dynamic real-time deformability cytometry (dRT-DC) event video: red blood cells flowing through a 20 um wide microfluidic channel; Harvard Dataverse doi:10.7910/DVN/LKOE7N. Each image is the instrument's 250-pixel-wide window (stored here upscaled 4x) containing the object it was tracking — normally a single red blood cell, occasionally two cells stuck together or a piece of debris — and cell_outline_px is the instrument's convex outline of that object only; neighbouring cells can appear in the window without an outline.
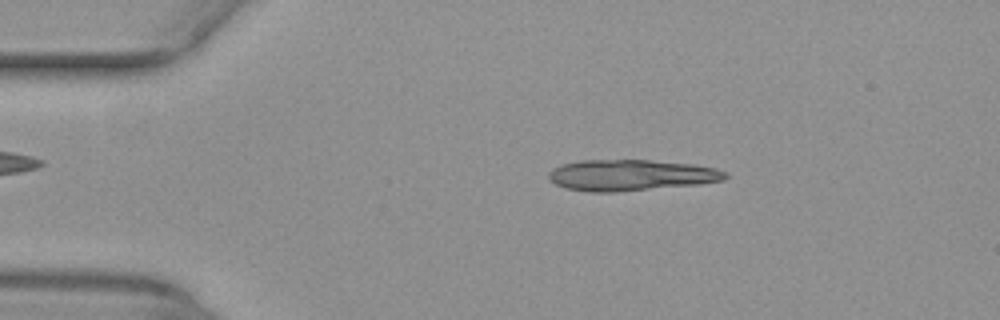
{"species": "common noctule bat (a hibernating species)", "species_latin": "Nyctalus noctula", "temperature_condition": "warm", "stored_images_in_passage": 51, "segment_of_instrument_passage": [1, 2], "camera_frame_rate_fps": 3000, "um_per_image_px": 0.085, "animal": {"sex": "female", "body_mass_g": 29.2, "forearm_length_mm": 56.3}, "frame": {"image": 1, "passage_image": 9, "time_ms": 2.667, "image_size_px": [1000, 320], "cell_outline_px": [[728, 176], [724, 180], [700, 184], [616, 192], [588, 192], [564, 188], [548, 180], [548, 172], [552, 168], [564, 164], [580, 160], [652, 160], [692, 164], [716, 168], [728, 172]], "centroid_in_image_um": [53.62, 14.89], "position_along_channel_um": 31.4, "area_um2": 32.25}}